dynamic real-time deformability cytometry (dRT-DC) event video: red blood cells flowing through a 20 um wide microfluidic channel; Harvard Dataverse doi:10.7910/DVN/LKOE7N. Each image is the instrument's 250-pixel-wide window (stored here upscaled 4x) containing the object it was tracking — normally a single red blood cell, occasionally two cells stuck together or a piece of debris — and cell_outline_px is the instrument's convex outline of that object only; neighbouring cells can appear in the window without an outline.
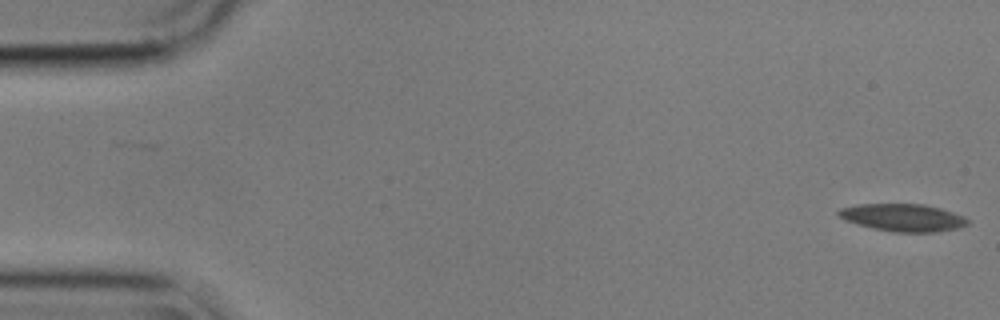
{"species": "common noctule bat (a hibernating species)", "species_latin": "Nyctalus noctula", "temperature_condition": "cold", "stored_images_in_passage": 57, "camera_frame_rate_fps": 3000, "um_per_image_px": 0.085, "animal": {"sex": "male", "body_mass_g": 17.9}, "frame": {"image": 1, "passage_image": 1, "time_ms": 0.0, "image_size_px": [1000, 320], "cell_outline_px": [[968, 224], [956, 228], [936, 232], [892, 232], [872, 228], [856, 224], [844, 220], [836, 216], [836, 212], [840, 208], [856, 204], [924, 204], [940, 208], [964, 216], [968, 220]], "centroid_in_image_um": [76.68, 18.49], "position_along_channel_um": 8.3, "area_um2": 20.81}}
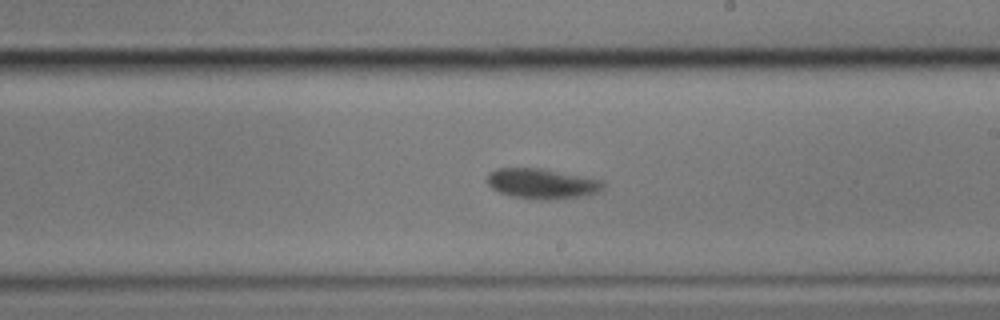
{"frame": {"image": 2, "passage_image": 33, "time_ms": 10.667, "image_size_px": [1000, 320], "cell_outline_px": [[604, 188], [596, 192], [580, 196], [552, 200], [540, 200], [512, 196], [500, 192], [492, 188], [488, 184], [488, 172], [496, 168], [540, 168], [604, 180]], "centroid_in_image_um": [46.06, 15.6], "position_along_channel_um": 242.9, "area_um2": 20.35}}
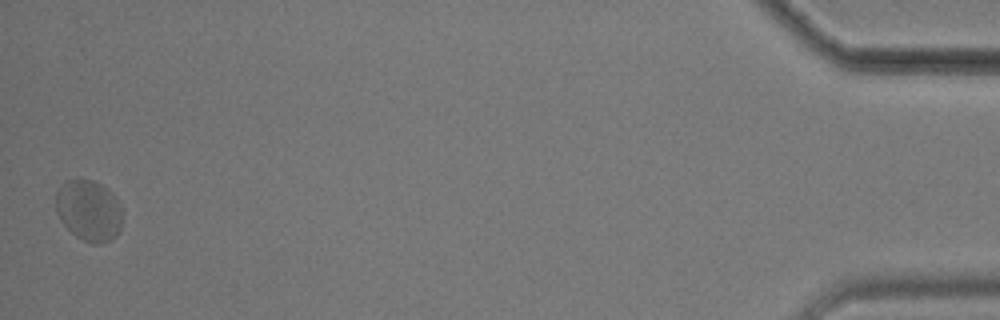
{"frame": {"image": 3, "passage_image": 57, "time_ms": 18.667, "image_size_px": [1000, 320], "cell_outline_px": [[124, 220], [116, 236], [112, 240], [100, 244], [96, 244], [84, 240], [76, 236], [60, 220], [56, 212], [56, 192], [68, 180], [92, 180], [108, 188], [112, 192], [120, 204], [124, 216]], "centroid_in_image_um": [7.6, 17.91], "position_along_channel_um": 427.6, "area_um2": 23.81}, "authors_computed_cell_mechanics": {"area_um2": 20.7502, "velocity_mm_per_s": 3.4538, "shape_relaxation_time_tau1_ms": 5.7259, "shape_relaxation_time_tau2_ms": 1.8718, "deformation_change_tau1": 0.1166, "deformation_change_tau2": 0.0347}}